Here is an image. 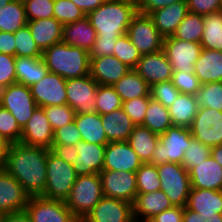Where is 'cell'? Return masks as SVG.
Wrapping results in <instances>:
<instances>
[{
  "label": "cell",
  "mask_w": 222,
  "mask_h": 222,
  "mask_svg": "<svg viewBox=\"0 0 222 222\" xmlns=\"http://www.w3.org/2000/svg\"><path fill=\"white\" fill-rule=\"evenodd\" d=\"M13 0H0V9L12 2Z\"/></svg>",
  "instance_id": "89a4df30"
},
{
  "label": "cell",
  "mask_w": 222,
  "mask_h": 222,
  "mask_svg": "<svg viewBox=\"0 0 222 222\" xmlns=\"http://www.w3.org/2000/svg\"><path fill=\"white\" fill-rule=\"evenodd\" d=\"M74 123L81 133L82 141L105 146L109 143L99 113L76 114Z\"/></svg>",
  "instance_id": "1f68e13d"
},
{
  "label": "cell",
  "mask_w": 222,
  "mask_h": 222,
  "mask_svg": "<svg viewBox=\"0 0 222 222\" xmlns=\"http://www.w3.org/2000/svg\"><path fill=\"white\" fill-rule=\"evenodd\" d=\"M160 179V190H163L173 206L186 207L188 195L191 190L189 173L176 163L157 165Z\"/></svg>",
  "instance_id": "52a82bcc"
},
{
  "label": "cell",
  "mask_w": 222,
  "mask_h": 222,
  "mask_svg": "<svg viewBox=\"0 0 222 222\" xmlns=\"http://www.w3.org/2000/svg\"><path fill=\"white\" fill-rule=\"evenodd\" d=\"M30 196L23 186L3 168L0 169V212L4 214L25 210Z\"/></svg>",
  "instance_id": "ac0fdd59"
},
{
  "label": "cell",
  "mask_w": 222,
  "mask_h": 222,
  "mask_svg": "<svg viewBox=\"0 0 222 222\" xmlns=\"http://www.w3.org/2000/svg\"><path fill=\"white\" fill-rule=\"evenodd\" d=\"M105 145L80 141L77 144L78 156L73 161L77 176L100 174L104 166Z\"/></svg>",
  "instance_id": "7402d4cb"
},
{
  "label": "cell",
  "mask_w": 222,
  "mask_h": 222,
  "mask_svg": "<svg viewBox=\"0 0 222 222\" xmlns=\"http://www.w3.org/2000/svg\"><path fill=\"white\" fill-rule=\"evenodd\" d=\"M95 99L97 103L95 110L100 115L121 108L123 103L114 87L110 85H98Z\"/></svg>",
  "instance_id": "7bdbcfd3"
},
{
  "label": "cell",
  "mask_w": 222,
  "mask_h": 222,
  "mask_svg": "<svg viewBox=\"0 0 222 222\" xmlns=\"http://www.w3.org/2000/svg\"><path fill=\"white\" fill-rule=\"evenodd\" d=\"M27 26L42 52L62 41L63 25L54 17L27 21Z\"/></svg>",
  "instance_id": "4316f807"
},
{
  "label": "cell",
  "mask_w": 222,
  "mask_h": 222,
  "mask_svg": "<svg viewBox=\"0 0 222 222\" xmlns=\"http://www.w3.org/2000/svg\"><path fill=\"white\" fill-rule=\"evenodd\" d=\"M183 222H222V217H212V219L203 220L195 211L184 207Z\"/></svg>",
  "instance_id": "e7e4bbea"
},
{
  "label": "cell",
  "mask_w": 222,
  "mask_h": 222,
  "mask_svg": "<svg viewBox=\"0 0 222 222\" xmlns=\"http://www.w3.org/2000/svg\"><path fill=\"white\" fill-rule=\"evenodd\" d=\"M118 38L96 37L89 58H99L114 54V48Z\"/></svg>",
  "instance_id": "6f0895ef"
},
{
  "label": "cell",
  "mask_w": 222,
  "mask_h": 222,
  "mask_svg": "<svg viewBox=\"0 0 222 222\" xmlns=\"http://www.w3.org/2000/svg\"><path fill=\"white\" fill-rule=\"evenodd\" d=\"M86 15L70 0H54V18L62 25L76 22Z\"/></svg>",
  "instance_id": "7dc6e473"
},
{
  "label": "cell",
  "mask_w": 222,
  "mask_h": 222,
  "mask_svg": "<svg viewBox=\"0 0 222 222\" xmlns=\"http://www.w3.org/2000/svg\"><path fill=\"white\" fill-rule=\"evenodd\" d=\"M3 222H32L27 212L21 211L16 213L5 214Z\"/></svg>",
  "instance_id": "03108f58"
},
{
  "label": "cell",
  "mask_w": 222,
  "mask_h": 222,
  "mask_svg": "<svg viewBox=\"0 0 222 222\" xmlns=\"http://www.w3.org/2000/svg\"><path fill=\"white\" fill-rule=\"evenodd\" d=\"M142 164L127 141L109 142L106 145L103 170L136 172Z\"/></svg>",
  "instance_id": "e0dca14e"
},
{
  "label": "cell",
  "mask_w": 222,
  "mask_h": 222,
  "mask_svg": "<svg viewBox=\"0 0 222 222\" xmlns=\"http://www.w3.org/2000/svg\"><path fill=\"white\" fill-rule=\"evenodd\" d=\"M189 12L208 15L220 11L222 0H186Z\"/></svg>",
  "instance_id": "9f6ffc18"
},
{
  "label": "cell",
  "mask_w": 222,
  "mask_h": 222,
  "mask_svg": "<svg viewBox=\"0 0 222 222\" xmlns=\"http://www.w3.org/2000/svg\"><path fill=\"white\" fill-rule=\"evenodd\" d=\"M98 84L91 75L67 79V104L76 114L96 112V92Z\"/></svg>",
  "instance_id": "8fae6325"
},
{
  "label": "cell",
  "mask_w": 222,
  "mask_h": 222,
  "mask_svg": "<svg viewBox=\"0 0 222 222\" xmlns=\"http://www.w3.org/2000/svg\"><path fill=\"white\" fill-rule=\"evenodd\" d=\"M137 1V11L142 14L149 15L150 13L170 6L173 3L179 2L181 0H136Z\"/></svg>",
  "instance_id": "91938a15"
},
{
  "label": "cell",
  "mask_w": 222,
  "mask_h": 222,
  "mask_svg": "<svg viewBox=\"0 0 222 222\" xmlns=\"http://www.w3.org/2000/svg\"><path fill=\"white\" fill-rule=\"evenodd\" d=\"M190 130L192 137L210 148L221 145L222 111L200 107Z\"/></svg>",
  "instance_id": "7c38bea8"
},
{
  "label": "cell",
  "mask_w": 222,
  "mask_h": 222,
  "mask_svg": "<svg viewBox=\"0 0 222 222\" xmlns=\"http://www.w3.org/2000/svg\"><path fill=\"white\" fill-rule=\"evenodd\" d=\"M53 137L54 131L44 113L43 107H37L22 129L20 143L50 149L53 145Z\"/></svg>",
  "instance_id": "d6986e66"
},
{
  "label": "cell",
  "mask_w": 222,
  "mask_h": 222,
  "mask_svg": "<svg viewBox=\"0 0 222 222\" xmlns=\"http://www.w3.org/2000/svg\"><path fill=\"white\" fill-rule=\"evenodd\" d=\"M25 211L32 222H79L62 200L42 196L30 197Z\"/></svg>",
  "instance_id": "30bf717a"
},
{
  "label": "cell",
  "mask_w": 222,
  "mask_h": 222,
  "mask_svg": "<svg viewBox=\"0 0 222 222\" xmlns=\"http://www.w3.org/2000/svg\"><path fill=\"white\" fill-rule=\"evenodd\" d=\"M18 2H20L21 4H25L26 2L30 1V0H17Z\"/></svg>",
  "instance_id": "8c879c8a"
},
{
  "label": "cell",
  "mask_w": 222,
  "mask_h": 222,
  "mask_svg": "<svg viewBox=\"0 0 222 222\" xmlns=\"http://www.w3.org/2000/svg\"><path fill=\"white\" fill-rule=\"evenodd\" d=\"M99 175L105 197L134 203L138 194L136 172L102 170Z\"/></svg>",
  "instance_id": "5bb4252c"
},
{
  "label": "cell",
  "mask_w": 222,
  "mask_h": 222,
  "mask_svg": "<svg viewBox=\"0 0 222 222\" xmlns=\"http://www.w3.org/2000/svg\"><path fill=\"white\" fill-rule=\"evenodd\" d=\"M210 155L222 166V144L212 147Z\"/></svg>",
  "instance_id": "003e7915"
},
{
  "label": "cell",
  "mask_w": 222,
  "mask_h": 222,
  "mask_svg": "<svg viewBox=\"0 0 222 222\" xmlns=\"http://www.w3.org/2000/svg\"><path fill=\"white\" fill-rule=\"evenodd\" d=\"M134 70L150 87L156 83L171 80L173 75L172 66L163 49L142 55Z\"/></svg>",
  "instance_id": "ffe728a7"
},
{
  "label": "cell",
  "mask_w": 222,
  "mask_h": 222,
  "mask_svg": "<svg viewBox=\"0 0 222 222\" xmlns=\"http://www.w3.org/2000/svg\"><path fill=\"white\" fill-rule=\"evenodd\" d=\"M149 97L134 98L122 103V109L132 119L133 123L138 126L142 125L146 110L148 108Z\"/></svg>",
  "instance_id": "f5cc1de1"
},
{
  "label": "cell",
  "mask_w": 222,
  "mask_h": 222,
  "mask_svg": "<svg viewBox=\"0 0 222 222\" xmlns=\"http://www.w3.org/2000/svg\"><path fill=\"white\" fill-rule=\"evenodd\" d=\"M137 12L136 0H106L87 17L96 31V37L119 38L127 33Z\"/></svg>",
  "instance_id": "7a4b0ae2"
},
{
  "label": "cell",
  "mask_w": 222,
  "mask_h": 222,
  "mask_svg": "<svg viewBox=\"0 0 222 222\" xmlns=\"http://www.w3.org/2000/svg\"><path fill=\"white\" fill-rule=\"evenodd\" d=\"M171 207H173V205L163 190L138 193L133 203L134 220L135 222H141L142 219L143 222H148L156 214Z\"/></svg>",
  "instance_id": "cb8c5ba5"
},
{
  "label": "cell",
  "mask_w": 222,
  "mask_h": 222,
  "mask_svg": "<svg viewBox=\"0 0 222 222\" xmlns=\"http://www.w3.org/2000/svg\"><path fill=\"white\" fill-rule=\"evenodd\" d=\"M184 207L173 206L159 214H156L148 222H183Z\"/></svg>",
  "instance_id": "680465c9"
},
{
  "label": "cell",
  "mask_w": 222,
  "mask_h": 222,
  "mask_svg": "<svg viewBox=\"0 0 222 222\" xmlns=\"http://www.w3.org/2000/svg\"><path fill=\"white\" fill-rule=\"evenodd\" d=\"M30 89L38 107L67 104L66 80L58 74L48 72Z\"/></svg>",
  "instance_id": "9a60e30c"
},
{
  "label": "cell",
  "mask_w": 222,
  "mask_h": 222,
  "mask_svg": "<svg viewBox=\"0 0 222 222\" xmlns=\"http://www.w3.org/2000/svg\"><path fill=\"white\" fill-rule=\"evenodd\" d=\"M180 91L171 80L156 83L150 87V97L169 108L176 100Z\"/></svg>",
  "instance_id": "681fc988"
},
{
  "label": "cell",
  "mask_w": 222,
  "mask_h": 222,
  "mask_svg": "<svg viewBox=\"0 0 222 222\" xmlns=\"http://www.w3.org/2000/svg\"><path fill=\"white\" fill-rule=\"evenodd\" d=\"M195 97L199 108H213L222 111V82L201 84Z\"/></svg>",
  "instance_id": "ab89813d"
},
{
  "label": "cell",
  "mask_w": 222,
  "mask_h": 222,
  "mask_svg": "<svg viewBox=\"0 0 222 222\" xmlns=\"http://www.w3.org/2000/svg\"><path fill=\"white\" fill-rule=\"evenodd\" d=\"M0 105L11 112L21 129L38 107L30 87L19 83L0 89Z\"/></svg>",
  "instance_id": "9c48e42d"
},
{
  "label": "cell",
  "mask_w": 222,
  "mask_h": 222,
  "mask_svg": "<svg viewBox=\"0 0 222 222\" xmlns=\"http://www.w3.org/2000/svg\"><path fill=\"white\" fill-rule=\"evenodd\" d=\"M16 57L0 53V89L16 83Z\"/></svg>",
  "instance_id": "11a10c76"
},
{
  "label": "cell",
  "mask_w": 222,
  "mask_h": 222,
  "mask_svg": "<svg viewBox=\"0 0 222 222\" xmlns=\"http://www.w3.org/2000/svg\"><path fill=\"white\" fill-rule=\"evenodd\" d=\"M50 149L20 142L5 145L3 169L11 174L30 196H41L46 188V163Z\"/></svg>",
  "instance_id": "6da1fadb"
},
{
  "label": "cell",
  "mask_w": 222,
  "mask_h": 222,
  "mask_svg": "<svg viewBox=\"0 0 222 222\" xmlns=\"http://www.w3.org/2000/svg\"><path fill=\"white\" fill-rule=\"evenodd\" d=\"M14 33L0 31V53L15 56Z\"/></svg>",
  "instance_id": "6125c7cd"
},
{
  "label": "cell",
  "mask_w": 222,
  "mask_h": 222,
  "mask_svg": "<svg viewBox=\"0 0 222 222\" xmlns=\"http://www.w3.org/2000/svg\"><path fill=\"white\" fill-rule=\"evenodd\" d=\"M189 12L187 1L181 0L149 14L155 27L166 38L172 36Z\"/></svg>",
  "instance_id": "d4e9b609"
},
{
  "label": "cell",
  "mask_w": 222,
  "mask_h": 222,
  "mask_svg": "<svg viewBox=\"0 0 222 222\" xmlns=\"http://www.w3.org/2000/svg\"><path fill=\"white\" fill-rule=\"evenodd\" d=\"M43 109L53 131L73 122L76 115L75 111L68 104L47 106L43 107Z\"/></svg>",
  "instance_id": "c3c4849f"
},
{
  "label": "cell",
  "mask_w": 222,
  "mask_h": 222,
  "mask_svg": "<svg viewBox=\"0 0 222 222\" xmlns=\"http://www.w3.org/2000/svg\"><path fill=\"white\" fill-rule=\"evenodd\" d=\"M4 213L0 212V222H3V219H4Z\"/></svg>",
  "instance_id": "2644e50d"
},
{
  "label": "cell",
  "mask_w": 222,
  "mask_h": 222,
  "mask_svg": "<svg viewBox=\"0 0 222 222\" xmlns=\"http://www.w3.org/2000/svg\"><path fill=\"white\" fill-rule=\"evenodd\" d=\"M126 34L141 55L163 49L164 37L155 27L152 18L147 14L137 12L132 17Z\"/></svg>",
  "instance_id": "ba28073f"
},
{
  "label": "cell",
  "mask_w": 222,
  "mask_h": 222,
  "mask_svg": "<svg viewBox=\"0 0 222 222\" xmlns=\"http://www.w3.org/2000/svg\"><path fill=\"white\" fill-rule=\"evenodd\" d=\"M204 32V19L202 15L188 12L183 21L178 25L174 38L200 43Z\"/></svg>",
  "instance_id": "f35d334b"
},
{
  "label": "cell",
  "mask_w": 222,
  "mask_h": 222,
  "mask_svg": "<svg viewBox=\"0 0 222 222\" xmlns=\"http://www.w3.org/2000/svg\"><path fill=\"white\" fill-rule=\"evenodd\" d=\"M191 138L190 128L172 125L165 133L159 135V142L153 150L150 164H182L184 152L188 149Z\"/></svg>",
  "instance_id": "8992f818"
},
{
  "label": "cell",
  "mask_w": 222,
  "mask_h": 222,
  "mask_svg": "<svg viewBox=\"0 0 222 222\" xmlns=\"http://www.w3.org/2000/svg\"><path fill=\"white\" fill-rule=\"evenodd\" d=\"M142 126L158 135L165 133L172 126L168 108L149 96L148 108Z\"/></svg>",
  "instance_id": "d590c367"
},
{
  "label": "cell",
  "mask_w": 222,
  "mask_h": 222,
  "mask_svg": "<svg viewBox=\"0 0 222 222\" xmlns=\"http://www.w3.org/2000/svg\"><path fill=\"white\" fill-rule=\"evenodd\" d=\"M24 7L27 21L54 17V0H30Z\"/></svg>",
  "instance_id": "f907efd6"
},
{
  "label": "cell",
  "mask_w": 222,
  "mask_h": 222,
  "mask_svg": "<svg viewBox=\"0 0 222 222\" xmlns=\"http://www.w3.org/2000/svg\"><path fill=\"white\" fill-rule=\"evenodd\" d=\"M101 120L109 142L127 141L136 126L122 107L101 115Z\"/></svg>",
  "instance_id": "f1b7e54d"
},
{
  "label": "cell",
  "mask_w": 222,
  "mask_h": 222,
  "mask_svg": "<svg viewBox=\"0 0 222 222\" xmlns=\"http://www.w3.org/2000/svg\"><path fill=\"white\" fill-rule=\"evenodd\" d=\"M82 222H135L133 204L103 196Z\"/></svg>",
  "instance_id": "2e32d148"
},
{
  "label": "cell",
  "mask_w": 222,
  "mask_h": 222,
  "mask_svg": "<svg viewBox=\"0 0 222 222\" xmlns=\"http://www.w3.org/2000/svg\"><path fill=\"white\" fill-rule=\"evenodd\" d=\"M4 148L5 144L0 140V169L3 168Z\"/></svg>",
  "instance_id": "a7ac6f4b"
},
{
  "label": "cell",
  "mask_w": 222,
  "mask_h": 222,
  "mask_svg": "<svg viewBox=\"0 0 222 222\" xmlns=\"http://www.w3.org/2000/svg\"><path fill=\"white\" fill-rule=\"evenodd\" d=\"M16 83L27 87L39 82L49 72L42 57H16Z\"/></svg>",
  "instance_id": "4dcf8cb0"
},
{
  "label": "cell",
  "mask_w": 222,
  "mask_h": 222,
  "mask_svg": "<svg viewBox=\"0 0 222 222\" xmlns=\"http://www.w3.org/2000/svg\"><path fill=\"white\" fill-rule=\"evenodd\" d=\"M204 32L200 42L202 48L222 52V11L203 16Z\"/></svg>",
  "instance_id": "8d00e7d4"
},
{
  "label": "cell",
  "mask_w": 222,
  "mask_h": 222,
  "mask_svg": "<svg viewBox=\"0 0 222 222\" xmlns=\"http://www.w3.org/2000/svg\"><path fill=\"white\" fill-rule=\"evenodd\" d=\"M211 154V148L204 145L196 138L192 137L190 139V145L188 149L185 150L182 159V166L189 173L192 169L198 166L202 160L208 158Z\"/></svg>",
  "instance_id": "bcb514c9"
},
{
  "label": "cell",
  "mask_w": 222,
  "mask_h": 222,
  "mask_svg": "<svg viewBox=\"0 0 222 222\" xmlns=\"http://www.w3.org/2000/svg\"><path fill=\"white\" fill-rule=\"evenodd\" d=\"M50 151L57 157L65 160L67 163L72 164L73 161L78 156L77 154V145L71 144L62 145V144H53L50 148Z\"/></svg>",
  "instance_id": "94428289"
},
{
  "label": "cell",
  "mask_w": 222,
  "mask_h": 222,
  "mask_svg": "<svg viewBox=\"0 0 222 222\" xmlns=\"http://www.w3.org/2000/svg\"><path fill=\"white\" fill-rule=\"evenodd\" d=\"M186 208L195 211L203 220L222 217V190L191 188Z\"/></svg>",
  "instance_id": "44dd1931"
},
{
  "label": "cell",
  "mask_w": 222,
  "mask_h": 222,
  "mask_svg": "<svg viewBox=\"0 0 222 222\" xmlns=\"http://www.w3.org/2000/svg\"><path fill=\"white\" fill-rule=\"evenodd\" d=\"M191 187L222 190V166L210 155L189 172Z\"/></svg>",
  "instance_id": "484cf974"
},
{
  "label": "cell",
  "mask_w": 222,
  "mask_h": 222,
  "mask_svg": "<svg viewBox=\"0 0 222 222\" xmlns=\"http://www.w3.org/2000/svg\"><path fill=\"white\" fill-rule=\"evenodd\" d=\"M27 25L24 4L13 0L0 9V31L15 33Z\"/></svg>",
  "instance_id": "74e56055"
},
{
  "label": "cell",
  "mask_w": 222,
  "mask_h": 222,
  "mask_svg": "<svg viewBox=\"0 0 222 222\" xmlns=\"http://www.w3.org/2000/svg\"><path fill=\"white\" fill-rule=\"evenodd\" d=\"M42 59L50 73L65 80L89 75V52L80 47L56 43L42 52Z\"/></svg>",
  "instance_id": "3957f363"
},
{
  "label": "cell",
  "mask_w": 222,
  "mask_h": 222,
  "mask_svg": "<svg viewBox=\"0 0 222 222\" xmlns=\"http://www.w3.org/2000/svg\"><path fill=\"white\" fill-rule=\"evenodd\" d=\"M46 175V188L41 196L47 199L65 201L77 179L73 165L49 151Z\"/></svg>",
  "instance_id": "5b68a950"
},
{
  "label": "cell",
  "mask_w": 222,
  "mask_h": 222,
  "mask_svg": "<svg viewBox=\"0 0 222 222\" xmlns=\"http://www.w3.org/2000/svg\"><path fill=\"white\" fill-rule=\"evenodd\" d=\"M96 31L87 16L63 25L62 42L73 47H80L90 51L96 40Z\"/></svg>",
  "instance_id": "83f0119b"
},
{
  "label": "cell",
  "mask_w": 222,
  "mask_h": 222,
  "mask_svg": "<svg viewBox=\"0 0 222 222\" xmlns=\"http://www.w3.org/2000/svg\"><path fill=\"white\" fill-rule=\"evenodd\" d=\"M131 68L119 61L114 55L90 58L89 74L98 85L112 86Z\"/></svg>",
  "instance_id": "603a6c76"
},
{
  "label": "cell",
  "mask_w": 222,
  "mask_h": 222,
  "mask_svg": "<svg viewBox=\"0 0 222 222\" xmlns=\"http://www.w3.org/2000/svg\"><path fill=\"white\" fill-rule=\"evenodd\" d=\"M194 74L201 84L222 82V52L202 48L194 65Z\"/></svg>",
  "instance_id": "f546056e"
},
{
  "label": "cell",
  "mask_w": 222,
  "mask_h": 222,
  "mask_svg": "<svg viewBox=\"0 0 222 222\" xmlns=\"http://www.w3.org/2000/svg\"><path fill=\"white\" fill-rule=\"evenodd\" d=\"M104 196L99 174L77 176L66 206L82 221Z\"/></svg>",
  "instance_id": "277c9868"
},
{
  "label": "cell",
  "mask_w": 222,
  "mask_h": 222,
  "mask_svg": "<svg viewBox=\"0 0 222 222\" xmlns=\"http://www.w3.org/2000/svg\"><path fill=\"white\" fill-rule=\"evenodd\" d=\"M80 141H82V136L74 121L54 131L53 144L70 146L77 145Z\"/></svg>",
  "instance_id": "db71d44e"
},
{
  "label": "cell",
  "mask_w": 222,
  "mask_h": 222,
  "mask_svg": "<svg viewBox=\"0 0 222 222\" xmlns=\"http://www.w3.org/2000/svg\"><path fill=\"white\" fill-rule=\"evenodd\" d=\"M122 102L134 98L149 97V84L134 70L130 69L118 82L112 85Z\"/></svg>",
  "instance_id": "836d02e7"
},
{
  "label": "cell",
  "mask_w": 222,
  "mask_h": 222,
  "mask_svg": "<svg viewBox=\"0 0 222 222\" xmlns=\"http://www.w3.org/2000/svg\"><path fill=\"white\" fill-rule=\"evenodd\" d=\"M136 185L138 193L160 190L157 166L150 163H143L136 171Z\"/></svg>",
  "instance_id": "b9f144b4"
},
{
  "label": "cell",
  "mask_w": 222,
  "mask_h": 222,
  "mask_svg": "<svg viewBox=\"0 0 222 222\" xmlns=\"http://www.w3.org/2000/svg\"><path fill=\"white\" fill-rule=\"evenodd\" d=\"M127 142L137 153L142 163H150L153 150L159 142V135L142 125L135 126Z\"/></svg>",
  "instance_id": "e575fe53"
},
{
  "label": "cell",
  "mask_w": 222,
  "mask_h": 222,
  "mask_svg": "<svg viewBox=\"0 0 222 222\" xmlns=\"http://www.w3.org/2000/svg\"><path fill=\"white\" fill-rule=\"evenodd\" d=\"M22 129L15 117L6 108L0 105V140L5 144L20 142Z\"/></svg>",
  "instance_id": "60d3db41"
},
{
  "label": "cell",
  "mask_w": 222,
  "mask_h": 222,
  "mask_svg": "<svg viewBox=\"0 0 222 222\" xmlns=\"http://www.w3.org/2000/svg\"><path fill=\"white\" fill-rule=\"evenodd\" d=\"M171 82L180 93L195 95L201 87V83L194 73L173 71Z\"/></svg>",
  "instance_id": "816d5d0a"
},
{
  "label": "cell",
  "mask_w": 222,
  "mask_h": 222,
  "mask_svg": "<svg viewBox=\"0 0 222 222\" xmlns=\"http://www.w3.org/2000/svg\"><path fill=\"white\" fill-rule=\"evenodd\" d=\"M201 50L200 43L186 42L173 36L164 38L163 51L173 71L194 73V65L200 56Z\"/></svg>",
  "instance_id": "4fadbf2b"
},
{
  "label": "cell",
  "mask_w": 222,
  "mask_h": 222,
  "mask_svg": "<svg viewBox=\"0 0 222 222\" xmlns=\"http://www.w3.org/2000/svg\"><path fill=\"white\" fill-rule=\"evenodd\" d=\"M113 55L131 69L136 67L139 59L142 57L127 34H123L117 39Z\"/></svg>",
  "instance_id": "f6af8a7d"
},
{
  "label": "cell",
  "mask_w": 222,
  "mask_h": 222,
  "mask_svg": "<svg viewBox=\"0 0 222 222\" xmlns=\"http://www.w3.org/2000/svg\"><path fill=\"white\" fill-rule=\"evenodd\" d=\"M70 1H72L78 8H80L87 16L91 11L97 9L106 0H70Z\"/></svg>",
  "instance_id": "be15d7a7"
},
{
  "label": "cell",
  "mask_w": 222,
  "mask_h": 222,
  "mask_svg": "<svg viewBox=\"0 0 222 222\" xmlns=\"http://www.w3.org/2000/svg\"><path fill=\"white\" fill-rule=\"evenodd\" d=\"M198 109L195 95L179 93L168 108L172 125L190 128Z\"/></svg>",
  "instance_id": "d6a6232c"
},
{
  "label": "cell",
  "mask_w": 222,
  "mask_h": 222,
  "mask_svg": "<svg viewBox=\"0 0 222 222\" xmlns=\"http://www.w3.org/2000/svg\"><path fill=\"white\" fill-rule=\"evenodd\" d=\"M14 37L16 39L15 57H42V51L35 43L27 25L16 31Z\"/></svg>",
  "instance_id": "ee69618b"
}]
</instances>
